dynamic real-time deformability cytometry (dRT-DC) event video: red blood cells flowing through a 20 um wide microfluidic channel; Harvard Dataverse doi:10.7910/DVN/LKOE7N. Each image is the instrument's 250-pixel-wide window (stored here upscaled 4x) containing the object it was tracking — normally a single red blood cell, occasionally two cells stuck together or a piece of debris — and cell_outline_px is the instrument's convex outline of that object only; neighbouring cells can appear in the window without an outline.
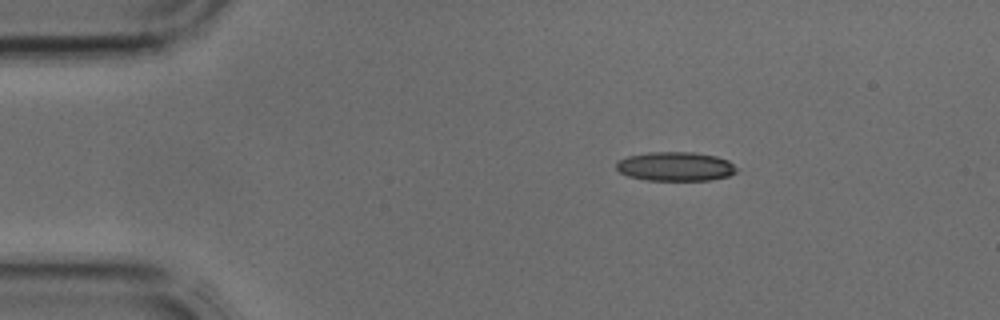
{"species": "common noctule bat (a hibernating species)", "species_latin": "Nyctalus noctula", "temperature_condition": "cold", "stored_images_in_passage": 36, "camera_frame_rate_fps": 3000, "um_per_image_px": 0.085, "animal": {"sex": "male", "body_mass_g": 17.9, "forearm_length_mm": 54.2}, "frame": {"image": 1, "passage_image": 1, "time_ms": 0.0, "image_size_px": [1000, 320], "cell_outline_px": [[736, 172], [728, 176], [708, 180], [644, 180], [628, 176], [620, 172], [616, 168], [616, 164], [620, 160], [628, 156], [648, 152], [692, 152], [716, 156], [728, 160], [736, 168]], "centroid_in_image_um": [57.4, 14.15], "position_along_channel_um": 27.6, "area_um2": 20.29}}
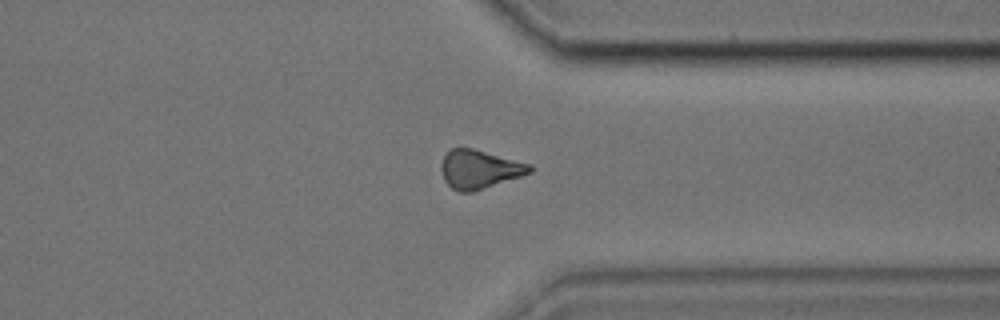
{"frame": {"image": 2, "passage_image": 26, "time_ms": 8.333, "image_size_px": [1000, 320], "cell_outline_px": [[536, 168], [532, 172], [472, 192], [460, 192], [452, 188], [444, 180], [440, 168], [444, 156], [452, 148], [472, 148], [532, 164]], "centroid_in_image_um": [40.77, 14.38], "position_along_channel_um": 370.6, "area_um2": 19.83}}
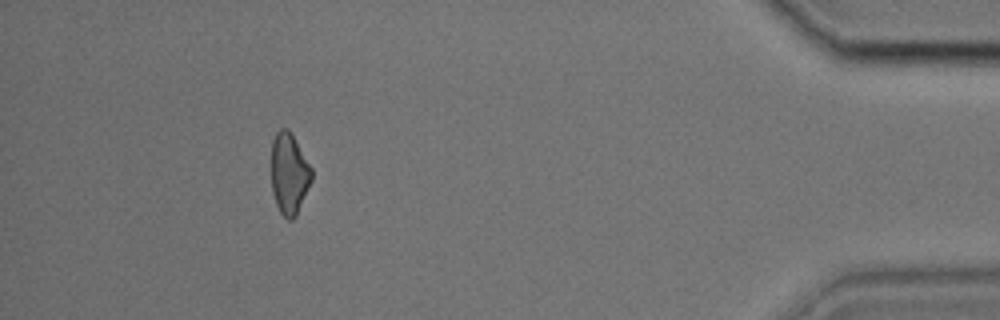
{"frame": {"image": 3, "passage_image": 32, "time_ms": 10.333, "image_size_px": [1000, 320], "cell_outline_px": [[312, 180], [296, 216], [292, 220], [288, 220], [280, 212], [276, 204], [272, 192], [272, 140], [276, 132], [280, 128], [288, 128], [312, 168]], "centroid_in_image_um": [24.58, 14.76], "position_along_channel_um": 410.6, "area_um2": 19.02}}